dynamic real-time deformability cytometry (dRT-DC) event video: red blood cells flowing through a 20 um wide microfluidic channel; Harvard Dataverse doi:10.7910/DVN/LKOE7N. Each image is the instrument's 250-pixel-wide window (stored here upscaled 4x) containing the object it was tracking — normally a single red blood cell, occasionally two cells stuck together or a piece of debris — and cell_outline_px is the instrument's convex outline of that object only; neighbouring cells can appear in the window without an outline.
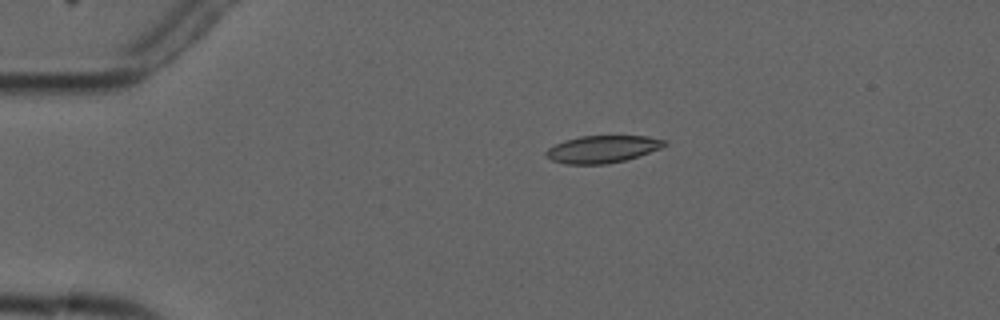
{"species": "common noctule bat (a hibernating species)", "species_latin": "Nyctalus noctula", "temperature_condition": "cold", "stored_images_in_passage": 8, "camera_frame_rate_fps": 3000, "um_per_image_px": 0.085, "animal": {"sex": "male", "forearm_length_mm": 52.5}, "frame": {"image": 1, "passage_image": 1, "time_ms": 0.0, "image_size_px": [1000, 320], "cell_outline_px": [[668, 144], [660, 148], [624, 160], [608, 164], [564, 164], [552, 160], [544, 152], [548, 148], [564, 140], [580, 136], [648, 136], [668, 140]], "centroid_in_image_um": [51.21, 12.67], "position_along_channel_um": 33.8, "area_um2": 18.73}}
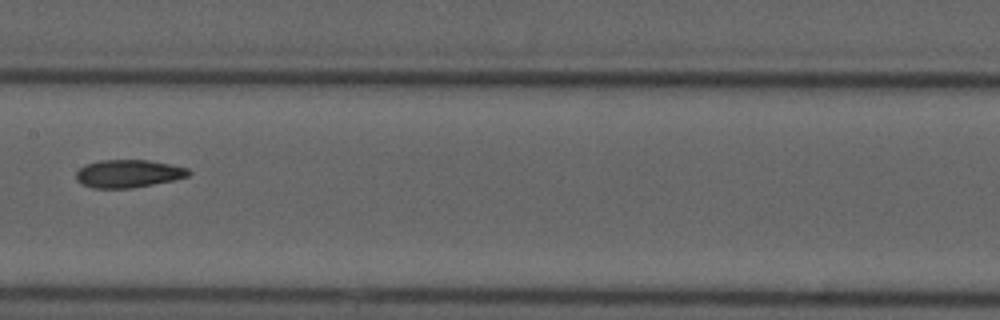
{"frame": {"image": 2, "passage_image": 5, "time_ms": 5.667, "image_size_px": [1000, 320], "cell_outline_px": [[192, 172], [188, 176], [172, 180], [132, 188], [92, 188], [80, 184], [76, 180], [76, 172], [80, 168], [88, 164], [100, 160], [148, 160], [188, 168]], "centroid_in_image_um": [10.88, 14.76], "position_along_channel_um": 196.5, "area_um2": 18.15}}
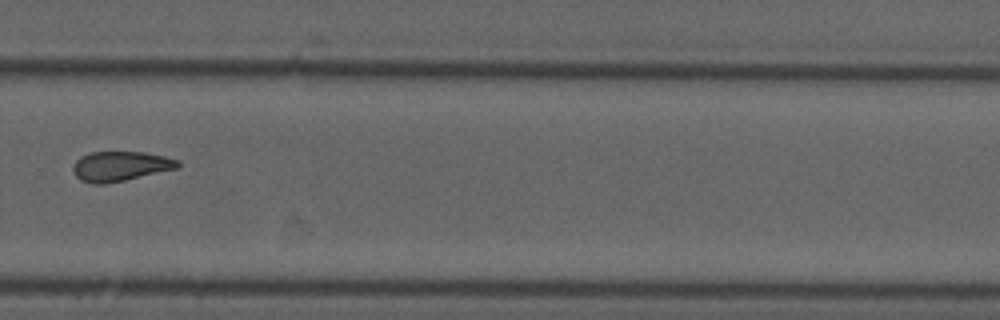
{"frame": {"image": 3, "passage_image": 8, "time_ms": 9.0, "image_size_px": [1000, 320], "cell_outline_px": [[180, 164], [176, 168], [124, 180], [104, 184], [92, 184], [80, 180], [76, 176], [72, 168], [72, 164], [80, 156], [92, 152], [144, 152], [164, 156], [180, 160]], "centroid_in_image_um": [10.19, 14.12], "position_along_channel_um": 319.6, "area_um2": 18.09}}